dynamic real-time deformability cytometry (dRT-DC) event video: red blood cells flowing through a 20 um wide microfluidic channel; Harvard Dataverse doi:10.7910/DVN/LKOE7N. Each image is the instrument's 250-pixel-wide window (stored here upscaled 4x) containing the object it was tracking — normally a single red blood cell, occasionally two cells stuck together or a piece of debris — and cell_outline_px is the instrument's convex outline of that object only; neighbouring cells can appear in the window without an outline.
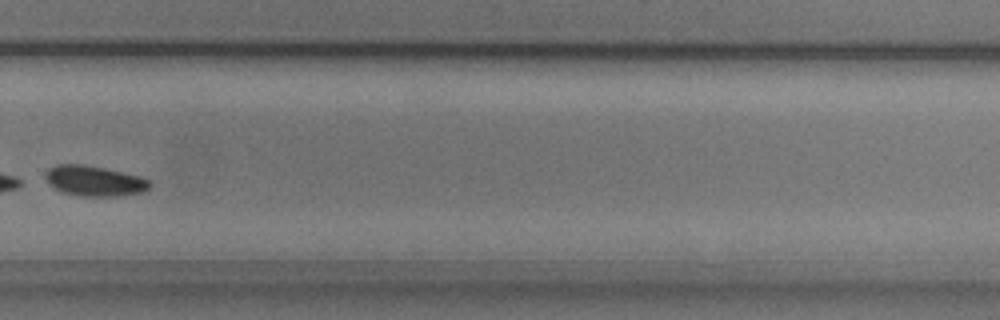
{"species": "common noctule bat (a hibernating species)", "species_latin": "Nyctalus noctula", "temperature_condition": "cold", "stored_images_in_passage": 10, "camera_frame_rate_fps": 3000, "um_per_image_px": 0.085, "animal": {"sex": "male", "body_mass_g": 20.5, "forearm_length_mm": 52.5}, "frame": {"image": 1, "passage_image": 10, "time_ms": 10.667, "image_size_px": [1000, 320], "cell_outline_px": [[152, 184], [144, 192], [116, 196], [80, 196], [64, 192], [48, 184], [44, 176], [48, 168], [56, 164], [84, 164], [104, 168], [140, 176], [152, 180]], "centroid_in_image_um": [8.03, 15.37], "position_along_channel_um": 321.8, "area_um2": 18.55}}